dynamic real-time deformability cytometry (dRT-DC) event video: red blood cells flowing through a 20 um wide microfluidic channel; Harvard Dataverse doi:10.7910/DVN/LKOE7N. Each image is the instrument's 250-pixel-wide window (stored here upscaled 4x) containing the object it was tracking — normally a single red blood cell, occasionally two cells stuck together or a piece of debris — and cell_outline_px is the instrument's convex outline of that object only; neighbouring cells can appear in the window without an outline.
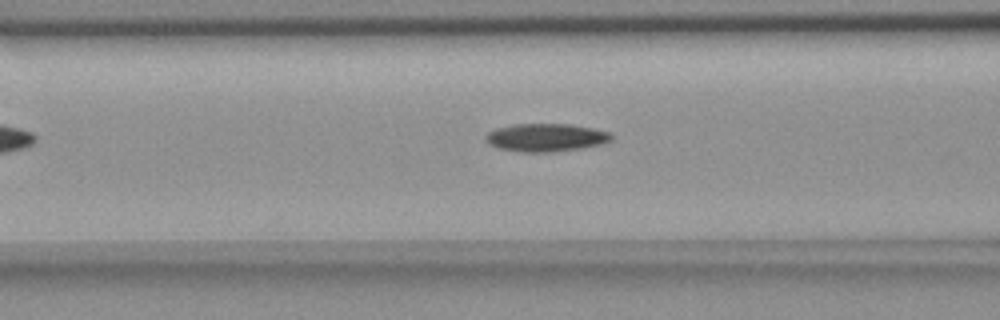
{"species": "common noctule bat (a hibernating species)", "species_latin": "Nyctalus noctula", "temperature_condition": "room temperature", "stored_images_in_passage": 33, "camera_frame_rate_fps": 3000, "um_per_image_px": 0.085, "animal": {"sex": "female", "body_mass_g": 18.4}, "frame": {"image": 1, "passage_image": 10, "time_ms": 3.0, "image_size_px": [1000, 320], "cell_outline_px": [[612, 140], [600, 144], [580, 148], [548, 152], [520, 152], [500, 148], [488, 144], [484, 140], [484, 136], [488, 132], [496, 128], [516, 124], [568, 124], [592, 128], [608, 132], [612, 136]], "centroid_in_image_um": [46.35, 11.69], "position_along_channel_um": 120.3, "area_um2": 20.35}}
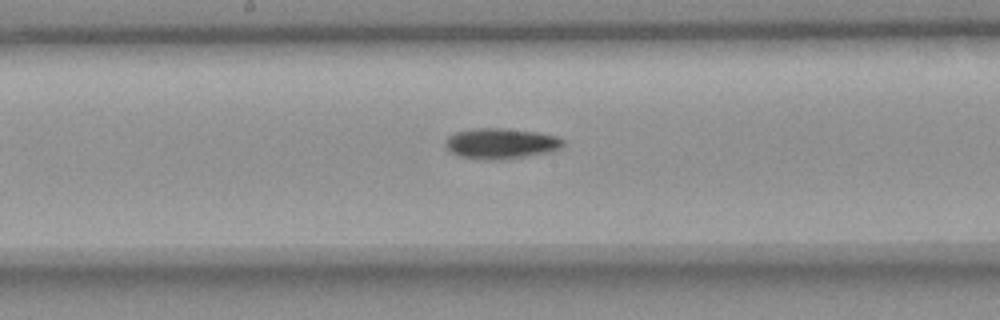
{"frame": {"image": 2, "passage_image": 17, "time_ms": 5.333, "image_size_px": [1000, 320], "cell_outline_px": [[564, 144], [560, 148], [552, 152], [504, 160], [484, 160], [460, 156], [452, 152], [444, 144], [448, 136], [456, 132], [476, 128], [504, 128], [540, 132], [556, 136], [564, 140]], "centroid_in_image_um": [42.62, 12.2], "position_along_channel_um": 205.6, "area_um2": 21.21}}
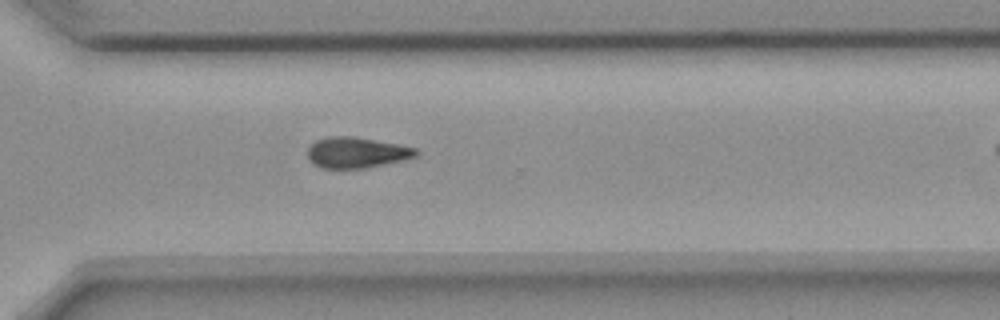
{"frame": {"image": 3, "passage_image": 28, "time_ms": 9.0, "image_size_px": [1000, 320], "cell_outline_px": [[420, 152], [416, 156], [404, 160], [364, 168], [324, 168], [312, 164], [308, 156], [308, 148], [316, 140], [328, 136], [356, 136], [416, 148]], "centroid_in_image_um": [30.3, 12.96], "position_along_channel_um": 340.3, "area_um2": 19.42}}